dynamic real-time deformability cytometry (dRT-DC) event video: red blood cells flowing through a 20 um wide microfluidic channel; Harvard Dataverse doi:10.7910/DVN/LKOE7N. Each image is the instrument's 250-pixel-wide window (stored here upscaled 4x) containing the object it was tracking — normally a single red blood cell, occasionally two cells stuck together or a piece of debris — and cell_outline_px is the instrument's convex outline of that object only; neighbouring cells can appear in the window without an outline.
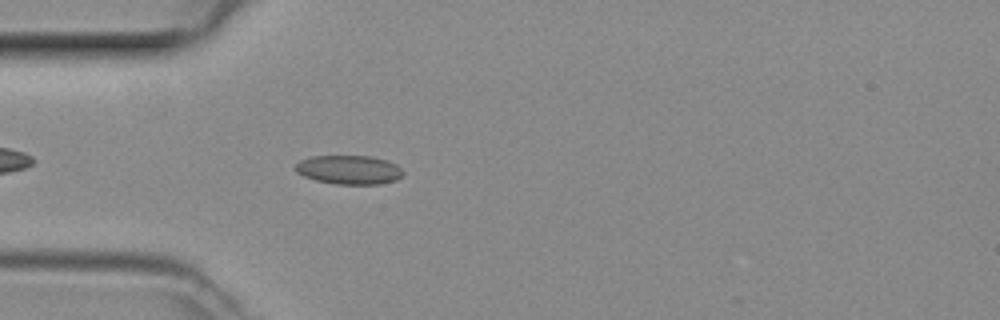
{"species": "common noctule bat (a hibernating species)", "species_latin": "Nyctalus noctula", "temperature_condition": "room temperature", "stored_images_in_passage": 38, "camera_frame_rate_fps": 3000, "um_per_image_px": 0.085, "animal": {"sex": "female", "body_mass_g": 29.2, "forearm_length_mm": 56.3}, "frame": {"image": 1, "passage_image": 4, "time_ms": 1.0, "image_size_px": [1000, 320], "cell_outline_px": [[404, 172], [396, 180], [380, 184], [336, 184], [316, 180], [304, 176], [296, 172], [296, 164], [300, 160], [312, 156], [372, 156], [388, 160], [396, 164]], "centroid_in_image_um": [29.68, 14.42], "position_along_channel_um": 55.3, "area_um2": 18.15}}
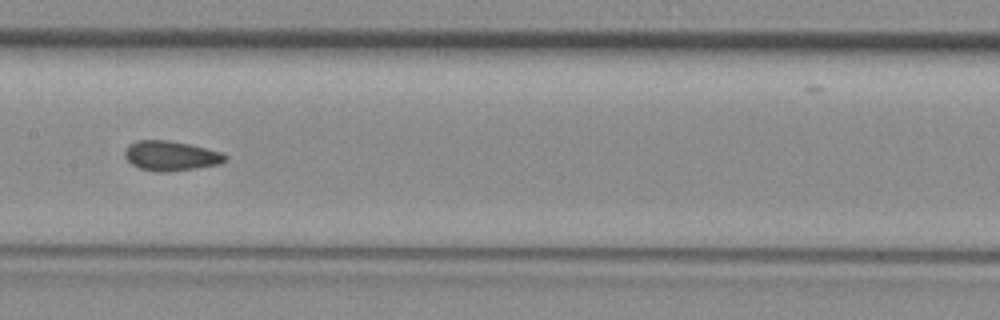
{"frame": {"image": 2, "passage_image": 14, "time_ms": 4.333, "image_size_px": [1000, 320], "cell_outline_px": [[228, 160], [220, 164], [196, 168], [160, 172], [156, 172], [140, 168], [132, 164], [124, 156], [124, 152], [128, 144], [136, 140], [168, 140], [188, 144], [220, 152], [228, 156]], "centroid_in_image_um": [14.51, 13.24], "position_along_channel_um": 192.9, "area_um2": 17.34}}
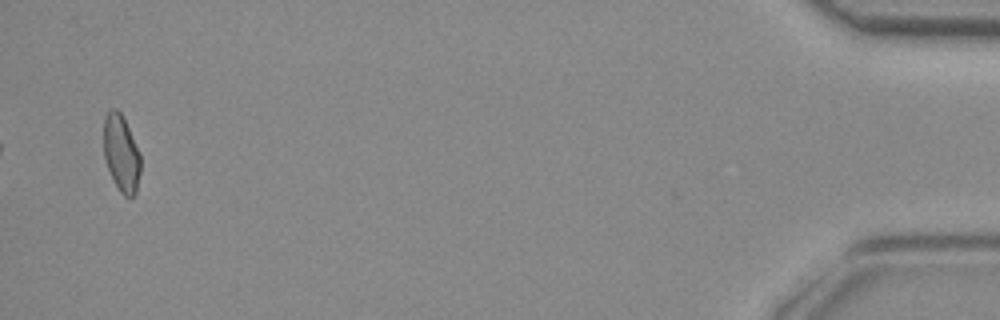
{"frame": {"image": 3, "passage_image": 37, "time_ms": 12.0, "image_size_px": [1000, 320], "cell_outline_px": [[140, 172], [136, 192], [132, 196], [124, 196], [120, 192], [108, 168], [104, 156], [104, 116], [112, 108], [116, 108], [120, 112], [140, 152]], "centroid_in_image_um": [10.31, 13.02], "position_along_channel_um": 424.9, "area_um2": 16.24}}